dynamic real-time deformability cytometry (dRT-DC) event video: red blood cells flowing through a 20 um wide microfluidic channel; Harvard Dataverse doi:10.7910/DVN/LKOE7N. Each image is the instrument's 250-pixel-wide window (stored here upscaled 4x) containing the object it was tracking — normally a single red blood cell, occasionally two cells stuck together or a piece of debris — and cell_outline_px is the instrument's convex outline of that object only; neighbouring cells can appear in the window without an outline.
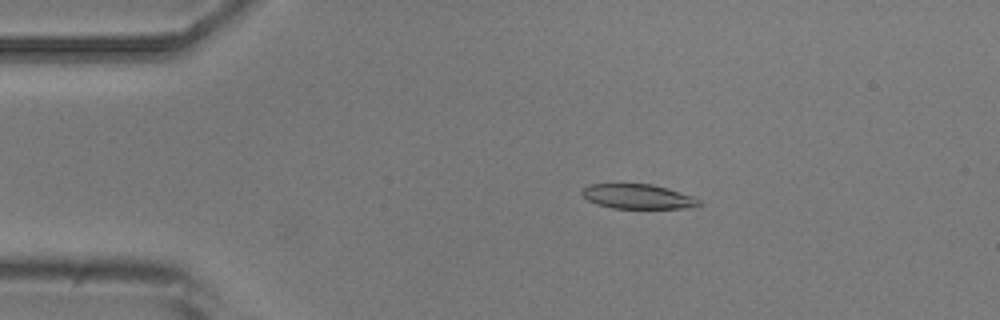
{"species": "common noctule bat (a hibernating species)", "species_latin": "Nyctalus noctula", "temperature_condition": "room temperature", "stored_images_in_passage": 4, "camera_frame_rate_fps": 3000, "um_per_image_px": 0.085, "animal": {"sex": "male", "body_mass_g": 20.5, "forearm_length_mm": 52.5}, "frame": {"image": 1, "passage_image": 2, "time_ms": 1.0, "image_size_px": [1000, 320], "cell_outline_px": [[704, 204], [692, 208], [612, 208], [596, 204], [588, 200], [580, 192], [588, 184], [652, 184], [696, 196]], "centroid_in_image_um": [54.28, 16.71], "position_along_channel_um": 30.7, "area_um2": 16.99}}
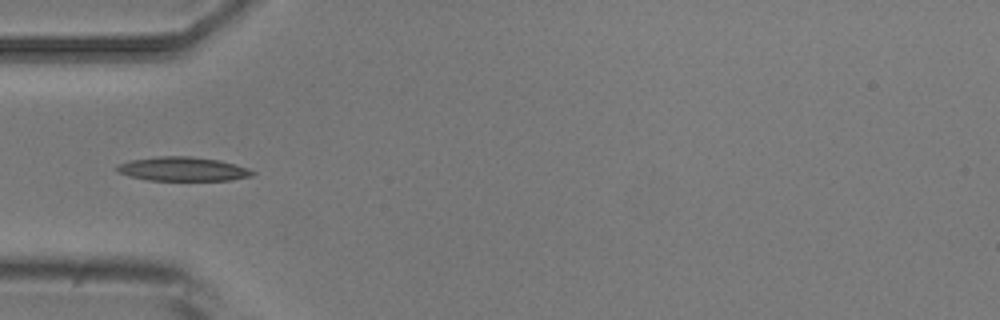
{"frame": {"image": 2, "passage_image": 4, "time_ms": 3.333, "image_size_px": [1000, 320], "cell_outline_px": [[256, 172], [252, 176], [228, 180], [148, 180], [128, 176], [116, 172], [116, 168], [120, 164], [128, 160], [156, 156], [192, 156], [220, 160], [236, 164], [248, 168]], "centroid_in_image_um": [15.52, 14.36], "position_along_channel_um": 69.5, "area_um2": 19.13}}